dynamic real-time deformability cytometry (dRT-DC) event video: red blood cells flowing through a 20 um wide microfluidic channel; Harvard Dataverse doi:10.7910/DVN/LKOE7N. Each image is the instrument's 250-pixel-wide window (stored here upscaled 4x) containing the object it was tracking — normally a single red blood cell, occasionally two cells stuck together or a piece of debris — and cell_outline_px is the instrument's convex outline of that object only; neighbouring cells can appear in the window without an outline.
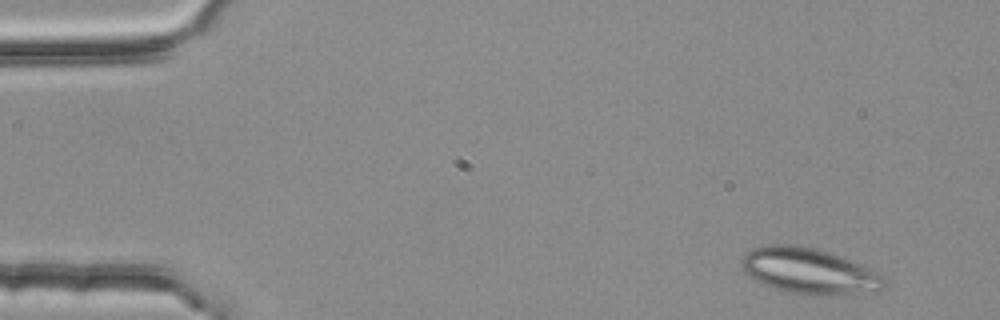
{"species": "common noctule bat (a hibernating species)", "species_latin": "Nyctalus noctula", "temperature_condition": "room temperature", "stored_images_in_passage": 3, "camera_frame_rate_fps": 3000, "um_per_image_px": 0.085, "animal": {"sex": "female", "body_mass_g": 25.1}, "frame": {"image": 1, "passage_image": 1, "time_ms": 0.0, "image_size_px": [1000, 320], "cell_outline_px": [[888, 280], [884, 288], [852, 292], [816, 296], [788, 292], [764, 284], [756, 280], [744, 272], [744, 252], [752, 248], [768, 244], [788, 244], [812, 248], [828, 252], [868, 268], [884, 276]], "centroid_in_image_um": [68.73, 23.02], "position_along_channel_um": 16.3, "area_um2": 37.05}}